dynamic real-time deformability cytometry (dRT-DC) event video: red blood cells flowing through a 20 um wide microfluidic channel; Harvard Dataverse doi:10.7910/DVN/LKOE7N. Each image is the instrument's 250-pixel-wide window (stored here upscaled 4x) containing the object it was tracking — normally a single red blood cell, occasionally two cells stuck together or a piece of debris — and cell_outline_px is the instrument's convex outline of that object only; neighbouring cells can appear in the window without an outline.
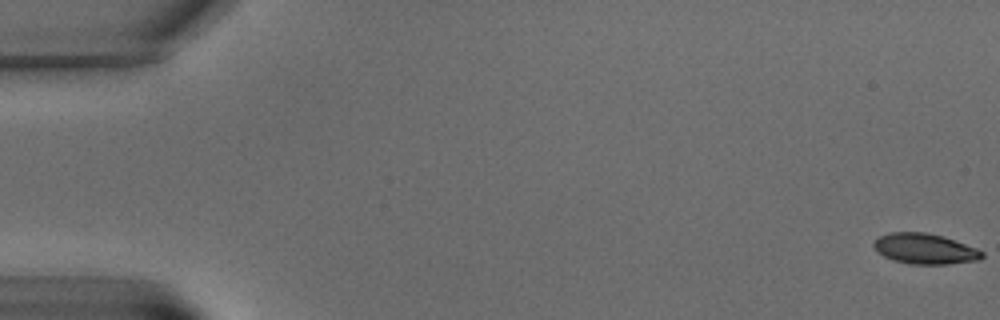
{"species": "common noctule bat (a hibernating species)", "species_latin": "Nyctalus noctula", "temperature_condition": "warm", "stored_images_in_passage": 6, "camera_frame_rate_fps": 3000, "um_per_image_px": 0.085, "animal": {"sex": "male", "body_mass_g": 15.6}, "frame": {"image": 1, "passage_image": 1, "time_ms": 0.0, "image_size_px": [1000, 320], "cell_outline_px": [[984, 256], [980, 260], [948, 264], [912, 264], [892, 260], [876, 252], [872, 244], [880, 236], [892, 232], [924, 232], [944, 236], [976, 248], [984, 252]], "centroid_in_image_um": [78.62, 21.15], "position_along_channel_um": 6.4, "area_um2": 19.31}}
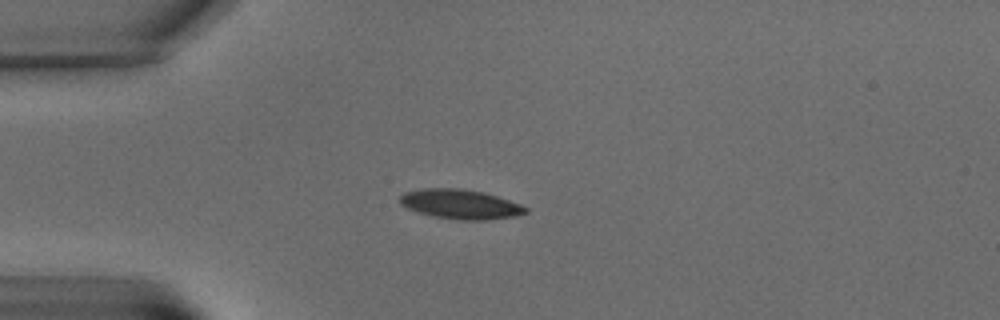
{"frame": {"image": 2, "passage_image": 5, "time_ms": 6.333, "image_size_px": [1000, 320], "cell_outline_px": [[528, 212], [516, 216], [484, 220], [460, 220], [436, 216], [420, 212], [408, 208], [400, 204], [400, 196], [404, 192], [424, 188], [460, 188], [484, 192], [520, 204], [528, 208]], "centroid_in_image_um": [39.15, 17.35], "position_along_channel_um": 45.9, "area_um2": 21.44}}